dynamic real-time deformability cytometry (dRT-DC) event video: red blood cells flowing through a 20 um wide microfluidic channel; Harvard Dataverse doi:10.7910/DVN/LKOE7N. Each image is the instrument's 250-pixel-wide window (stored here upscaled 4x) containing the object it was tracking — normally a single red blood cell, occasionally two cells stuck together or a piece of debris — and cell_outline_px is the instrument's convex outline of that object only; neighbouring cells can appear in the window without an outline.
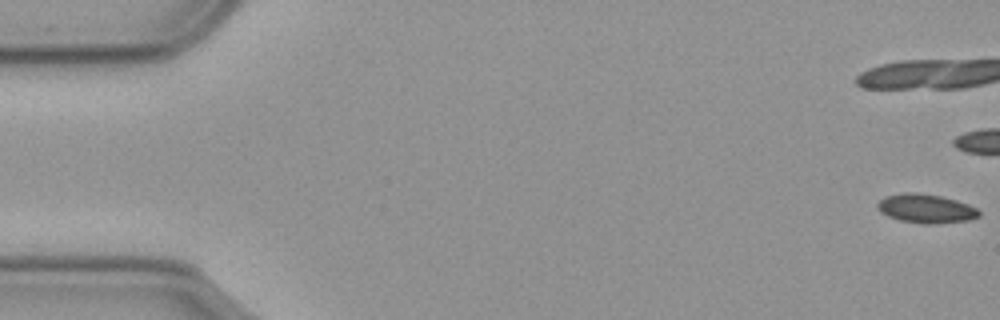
{"species": "common noctule bat (a hibernating species)", "species_latin": "Nyctalus noctula", "temperature_condition": "cold", "stored_images_in_passage": 21, "camera_frame_rate_fps": 3000, "um_per_image_px": 0.085, "animal": {"sex": "male", "body_mass_g": 23.1, "forearm_length_mm": 52.7}, "frame": {"image": 1, "passage_image": 1, "time_ms": 0.0, "image_size_px": [1000, 320], "cell_outline_px": [[980, 216], [968, 220], [936, 224], [924, 224], [900, 220], [888, 216], [880, 212], [876, 208], [876, 204], [884, 196], [904, 192], [916, 192], [940, 196], [956, 200], [968, 204], [976, 208], [980, 212]], "centroid_in_image_um": [78.68, 17.72], "position_along_channel_um": 6.3, "area_um2": 17.22}}